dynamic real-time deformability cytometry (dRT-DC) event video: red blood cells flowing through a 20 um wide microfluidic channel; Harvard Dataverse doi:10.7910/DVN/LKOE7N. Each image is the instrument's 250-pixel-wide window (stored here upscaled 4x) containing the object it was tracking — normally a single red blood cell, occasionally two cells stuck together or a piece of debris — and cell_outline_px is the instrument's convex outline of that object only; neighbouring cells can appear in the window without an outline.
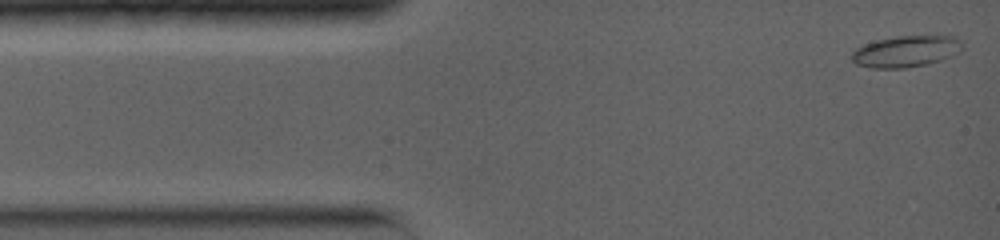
{"species": "common noctule bat (a hibernating species)", "species_latin": "Nyctalus noctula", "temperature_condition": "warm", "stored_images_in_passage": 9, "camera_frame_rate_fps": 5000, "um_per_image_px": 0.085, "animal": {"sex": "female", "body_mass_g": 19.0, "forearm_length_mm": 56.7}, "frame": {"image": 1, "passage_image": 1, "time_ms": 0.0, "image_size_px": [1000, 240], "cell_outline_px": [[964, 48], [960, 52], [952, 56], [928, 64], [904, 68], [872, 68], [856, 64], [852, 60], [852, 52], [856, 48], [864, 44], [876, 40], [896, 36], [952, 36], [960, 40], [964, 44]], "centroid_in_image_um": [77.03, 4.37], "position_along_channel_um": 8.0, "area_um2": 20.35}}